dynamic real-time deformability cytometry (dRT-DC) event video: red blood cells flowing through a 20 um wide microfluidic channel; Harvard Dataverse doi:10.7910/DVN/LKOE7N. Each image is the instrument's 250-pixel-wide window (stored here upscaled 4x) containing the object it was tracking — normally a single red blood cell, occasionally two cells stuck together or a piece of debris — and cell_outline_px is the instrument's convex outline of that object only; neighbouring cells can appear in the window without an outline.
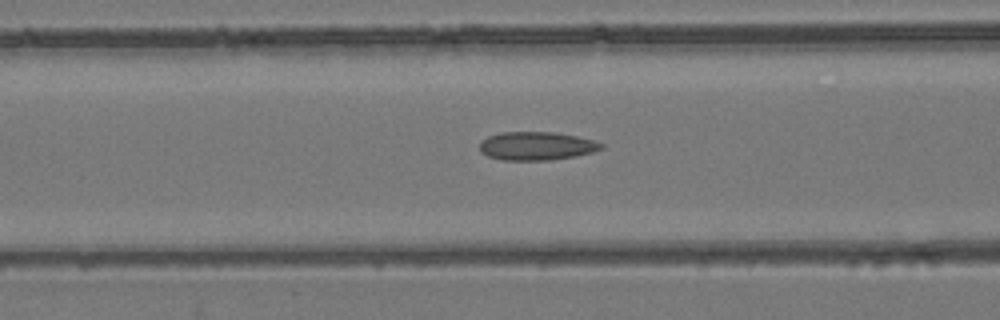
{"species": "common noctule bat (a hibernating species)", "species_latin": "Nyctalus noctula", "temperature_condition": "room temperature", "stored_images_in_passage": 54, "camera_frame_rate_fps": 3000, "um_per_image_px": 0.085, "animal": {"sex": "female", "body_mass_g": 24.6, "forearm_length_mm": 56.2}, "frame": {"image": 1, "passage_image": 22, "time_ms": 7.0, "image_size_px": [1000, 320], "cell_outline_px": [[604, 148], [592, 152], [576, 156], [552, 160], [504, 160], [488, 156], [480, 152], [480, 140], [488, 136], [500, 132], [556, 132], [576, 136], [592, 140], [604, 144]], "centroid_in_image_um": [45.59, 12.4], "position_along_channel_um": 121.0, "area_um2": 20.23}}
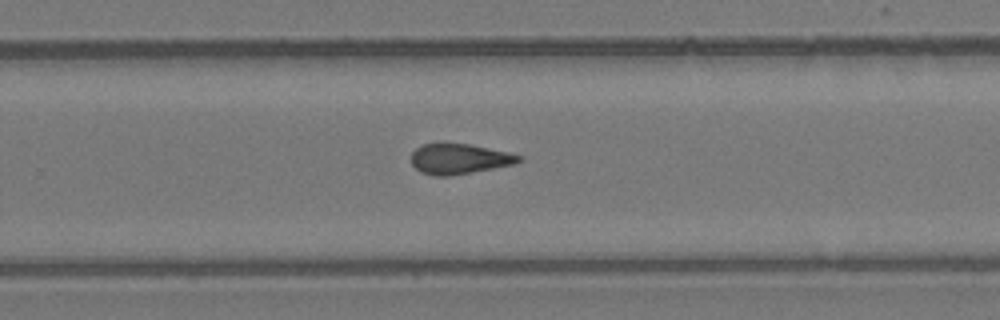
{"frame": {"image": 2, "passage_image": 35, "time_ms": 11.333, "image_size_px": [1000, 320], "cell_outline_px": [[524, 160], [516, 164], [472, 172], [448, 176], [432, 176], [420, 172], [412, 164], [412, 152], [416, 148], [424, 144], [440, 140], [468, 144], [512, 152], [524, 156]], "centroid_in_image_um": [39.07, 13.47], "position_along_channel_um": 290.7, "area_um2": 19.77}}
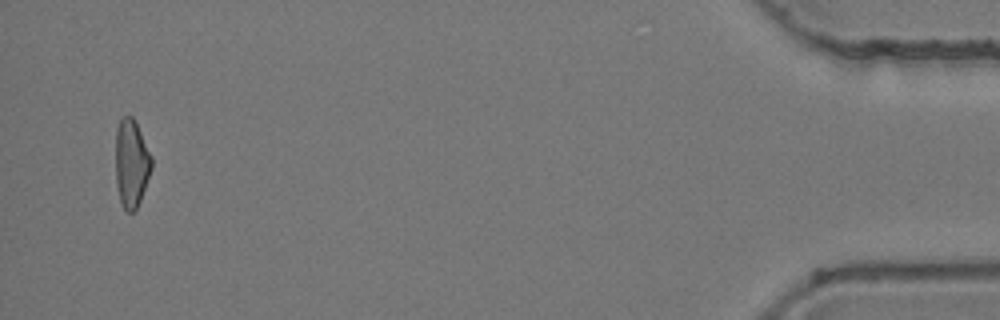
{"frame": {"image": 3, "passage_image": 52, "time_ms": 17.0, "image_size_px": [1000, 320], "cell_outline_px": [[152, 168], [140, 200], [136, 208], [132, 212], [128, 212], [124, 208], [120, 200], [116, 184], [116, 128], [120, 120], [124, 116], [132, 116], [152, 156]], "centroid_in_image_um": [11.16, 13.88], "position_along_channel_um": 424.0, "area_um2": 18.21}, "authors_computed_cell_mechanics": {"area_um2": 19.7387, "velocity_mm_per_s": 3.9285, "shape_relaxation_time_tau1_ms": null, "shape_relaxation_time_tau2_ms": 4.0468, "deformation_change_tau1": null, "deformation_change_tau2": 0.1208}}